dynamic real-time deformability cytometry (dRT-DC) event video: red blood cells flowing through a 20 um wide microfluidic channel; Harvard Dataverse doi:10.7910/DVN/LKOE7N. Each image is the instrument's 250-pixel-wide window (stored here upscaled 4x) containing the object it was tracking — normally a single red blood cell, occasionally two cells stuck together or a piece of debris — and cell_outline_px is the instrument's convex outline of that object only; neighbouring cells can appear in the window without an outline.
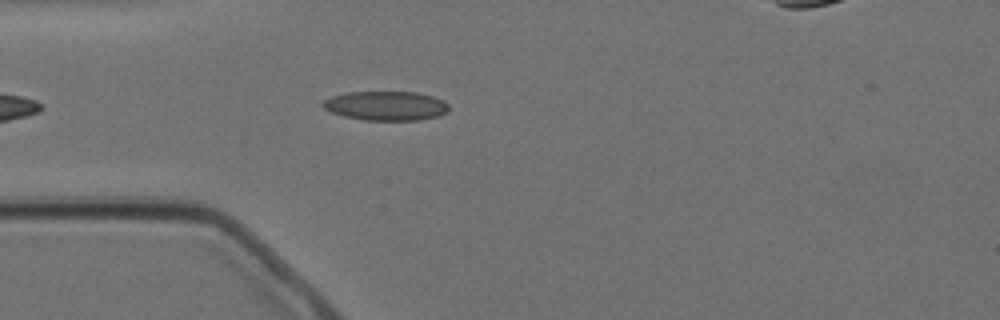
{"species": "Egyptian fruit bat (a non-hibernating species)", "species_latin": "Rousettus aegyptiacus", "temperature_condition": "cold", "stored_images_in_passage": 4, "camera_frame_rate_fps": 3000, "um_per_image_px": 0.085, "animal": {"sex": "female"}, "frame": {"image": 1, "passage_image": 4, "time_ms": 3.333, "image_size_px": [1000, 320], "cell_outline_px": [[448, 112], [440, 116], [420, 120], [364, 120], [344, 116], [332, 112], [324, 108], [320, 104], [324, 100], [332, 96], [348, 92], [416, 92], [432, 96], [444, 100], [448, 104]], "centroid_in_image_um": [32.83, 8.99], "position_along_channel_um": 52.2, "area_um2": 21.56}}